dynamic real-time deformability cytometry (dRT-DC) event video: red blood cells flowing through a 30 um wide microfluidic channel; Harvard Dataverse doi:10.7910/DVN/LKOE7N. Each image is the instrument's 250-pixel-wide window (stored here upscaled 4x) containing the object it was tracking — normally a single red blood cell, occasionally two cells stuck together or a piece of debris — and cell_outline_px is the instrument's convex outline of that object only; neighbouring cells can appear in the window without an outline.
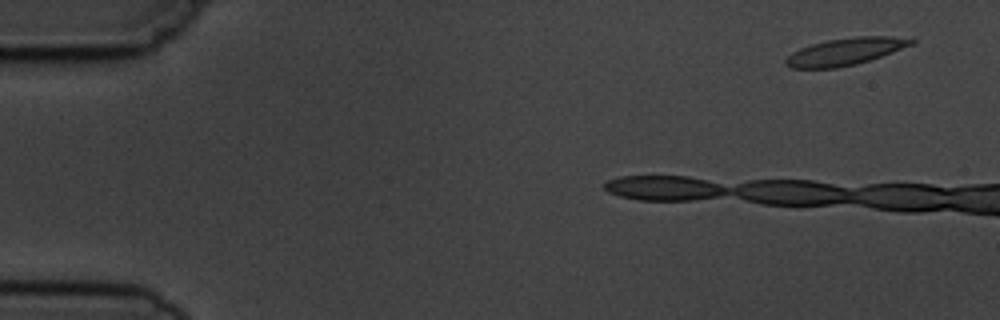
{"species": "common noctule bat (a hibernating species)", "species_latin": "Nyctalus noctula", "temperature_condition": "cold", "stored_images_in_passage": 3, "camera_frame_rate_fps": 3000, "um_per_image_px": 0.085, "animal": {"sex": "male", "body_mass_g": 19.5, "forearm_length_mm": 54.6}, "frame": {"image": 1, "passage_image": 1, "time_ms": 0.0, "image_size_px": [1000, 320], "cell_outline_px": [[916, 40], [912, 44], [892, 52], [856, 64], [836, 68], [792, 68], [784, 64], [784, 60], [792, 52], [800, 48], [812, 44], [828, 40], [856, 36], [888, 36]], "centroid_in_image_um": [71.79, 4.39], "position_along_channel_um": 13.2, "area_um2": 19.54}}